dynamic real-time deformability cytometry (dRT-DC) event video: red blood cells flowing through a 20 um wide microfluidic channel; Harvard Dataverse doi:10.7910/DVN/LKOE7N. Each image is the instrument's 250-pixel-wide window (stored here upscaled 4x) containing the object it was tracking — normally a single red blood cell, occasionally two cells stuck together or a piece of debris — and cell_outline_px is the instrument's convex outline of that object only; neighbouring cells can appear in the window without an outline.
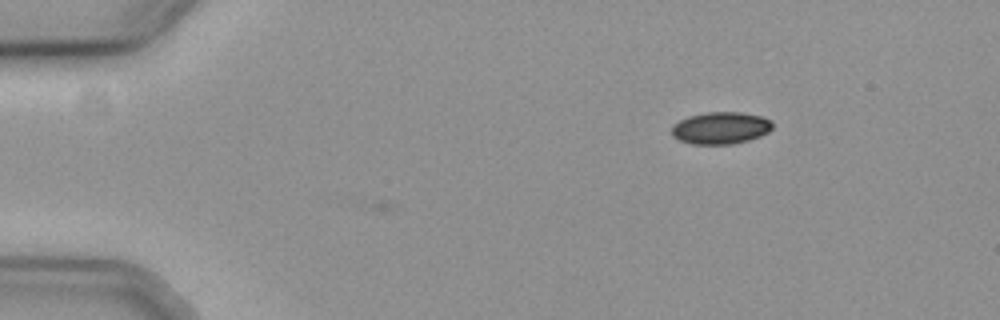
{"species": "common noctule bat (a hibernating species)", "species_latin": "Nyctalus noctula", "temperature_condition": "cold", "stored_images_in_passage": 42, "camera_frame_rate_fps": 3000, "um_per_image_px": 0.085, "animal": {"sex": "female", "body_mass_g": 19.3, "forearm_length_mm": 54.1}, "frame": {"image": 1, "passage_image": 1, "time_ms": 0.0, "image_size_px": [1000, 320], "cell_outline_px": [[772, 128], [768, 132], [760, 136], [748, 140], [732, 144], [692, 144], [680, 140], [672, 136], [672, 124], [688, 116], [708, 112], [740, 112], [760, 116], [772, 120]], "centroid_in_image_um": [61.25, 10.88], "position_along_channel_um": 23.8, "area_um2": 18.84}}
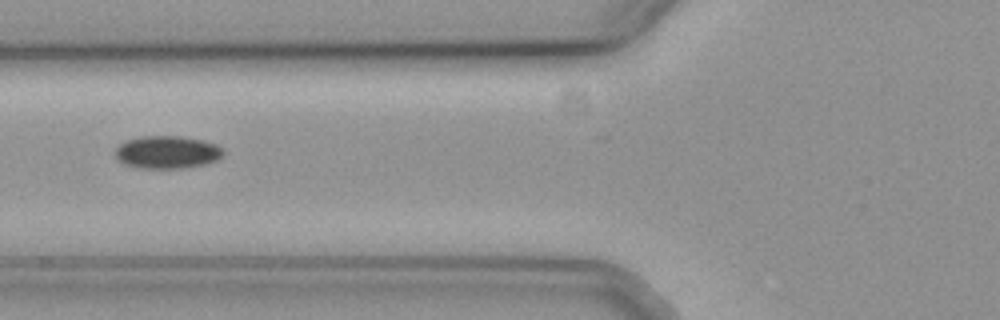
{"frame": {"image": 2, "passage_image": 15, "time_ms": 4.667, "image_size_px": [1000, 320], "cell_outline_px": [[224, 156], [208, 164], [184, 168], [140, 168], [124, 164], [116, 160], [116, 148], [120, 144], [128, 140], [140, 136], [180, 136], [204, 140], [216, 144], [224, 152]], "centroid_in_image_um": [14.23, 12.94], "position_along_channel_um": 111.6, "area_um2": 20.75}}
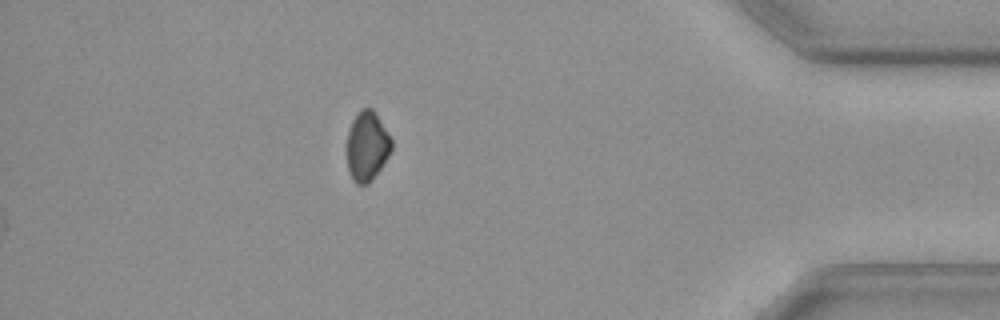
{"frame": {"image": 3, "passage_image": 42, "time_ms": 13.667, "image_size_px": [1000, 320], "cell_outline_px": [[392, 148], [388, 156], [380, 168], [368, 184], [356, 184], [352, 180], [348, 168], [344, 152], [344, 148], [348, 132], [352, 120], [360, 108], [372, 108], [376, 112], [392, 140]], "centroid_in_image_um": [31.15, 12.41], "position_along_channel_um": 404.1, "area_um2": 18.5}}